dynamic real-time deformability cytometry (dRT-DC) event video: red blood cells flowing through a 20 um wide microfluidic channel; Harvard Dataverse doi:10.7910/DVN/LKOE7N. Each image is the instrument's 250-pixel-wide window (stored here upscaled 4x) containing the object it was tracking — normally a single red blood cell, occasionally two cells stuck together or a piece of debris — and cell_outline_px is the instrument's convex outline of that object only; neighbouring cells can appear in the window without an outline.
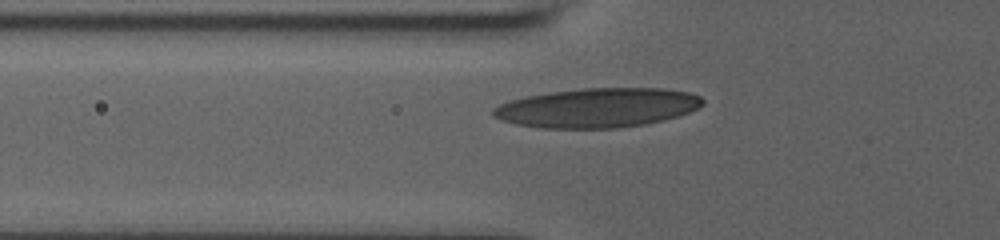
{"species": "human", "species_latin": "Homo sapiens", "temperature_condition": "room temperature", "stored_images_in_passage": 6, "camera_frame_rate_fps": 3000, "um_per_image_px": 0.085, "donor": {"sex": "male"}, "frame": {"image": 1, "passage_image": 2, "time_ms": 0.333, "image_size_px": [1000, 240], "cell_outline_px": [[704, 104], [688, 112], [664, 120], [644, 124], [620, 128], [540, 128], [516, 124], [500, 120], [492, 116], [492, 108], [508, 100], [528, 96], [552, 92], [580, 88], [660, 88], [688, 92], [700, 96], [704, 100]], "centroid_in_image_um": [50.75, 9.16], "position_along_channel_um": 75.0, "area_um2": 48.09}}
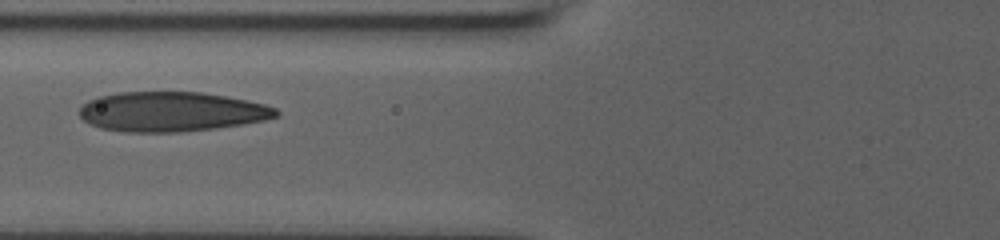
{"frame": {"image": 2, "passage_image": 4, "time_ms": 1.0, "image_size_px": [1000, 240], "cell_outline_px": [[280, 112], [276, 116], [264, 120], [216, 128], [180, 132], [128, 132], [100, 128], [84, 120], [80, 116], [80, 108], [88, 100], [96, 96], [116, 92], [204, 92], [264, 104], [276, 108]], "centroid_in_image_um": [14.54, 9.49], "position_along_channel_um": 111.3, "area_um2": 45.37}}